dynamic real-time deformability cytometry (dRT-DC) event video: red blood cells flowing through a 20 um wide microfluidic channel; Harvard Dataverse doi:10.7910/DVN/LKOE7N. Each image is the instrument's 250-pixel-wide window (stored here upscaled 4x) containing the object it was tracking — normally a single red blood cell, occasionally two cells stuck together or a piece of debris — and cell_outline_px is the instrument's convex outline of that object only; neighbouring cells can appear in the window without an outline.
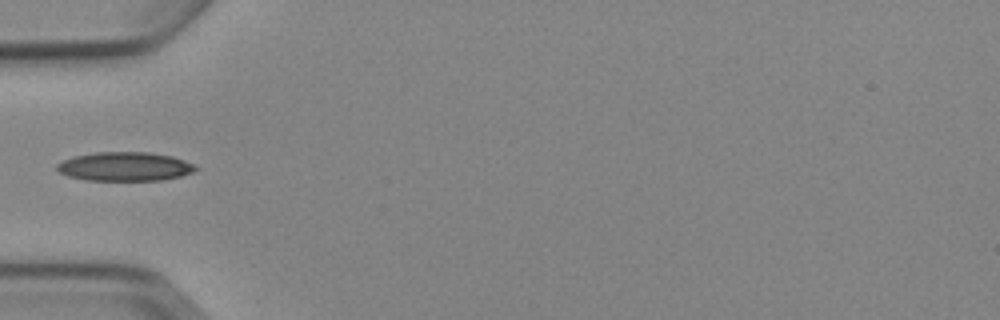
{"species": "Egyptian fruit bat (a non-hibernating species)", "species_latin": "Rousettus aegyptiacus", "temperature_condition": "cold", "stored_images_in_passage": 2, "camera_frame_rate_fps": 3000, "um_per_image_px": 0.085, "animal": {"sex": "female"}, "frame": {"image": 1, "passage_image": 1, "time_ms": 0.0, "image_size_px": [1000, 320], "cell_outline_px": [[200, 168], [192, 172], [180, 176], [160, 180], [84, 180], [68, 176], [60, 172], [56, 168], [56, 164], [72, 156], [96, 152], [148, 152], [172, 156], [196, 164]], "centroid_in_image_um": [10.62, 14.15], "position_along_channel_um": 74.4, "area_um2": 23.47}}
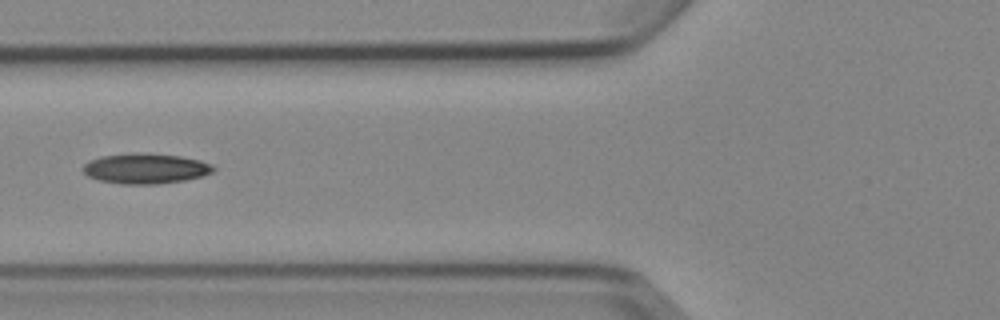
{"frame": {"image": 2, "passage_image": 2, "time_ms": 1.0, "image_size_px": [1000, 320], "cell_outline_px": [[216, 168], [212, 172], [204, 176], [184, 180], [156, 184], [120, 184], [100, 180], [88, 176], [80, 168], [88, 160], [100, 156], [144, 152], [180, 156], [200, 160], [212, 164]], "centroid_in_image_um": [12.36, 14.32], "position_along_channel_um": 113.4, "area_um2": 23.18}}